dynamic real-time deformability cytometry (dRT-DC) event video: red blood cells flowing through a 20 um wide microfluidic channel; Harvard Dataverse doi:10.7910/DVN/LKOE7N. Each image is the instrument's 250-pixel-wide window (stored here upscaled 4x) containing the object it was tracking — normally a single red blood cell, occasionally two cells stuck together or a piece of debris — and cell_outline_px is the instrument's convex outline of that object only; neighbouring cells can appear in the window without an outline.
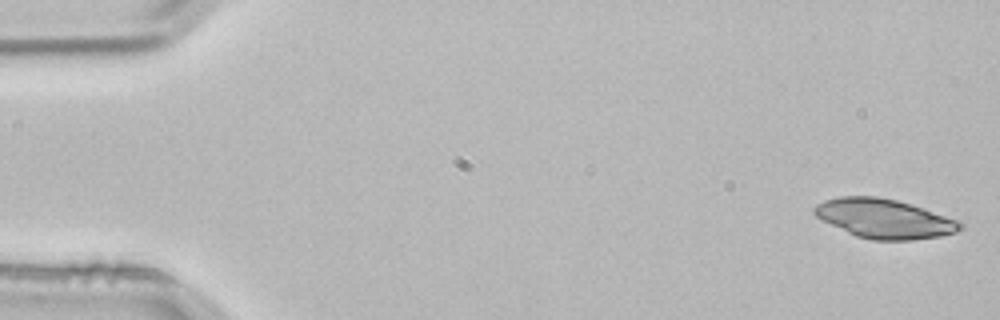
{"species": "common noctule bat (a hibernating species)", "species_latin": "Nyctalus noctula", "temperature_condition": "room temperature", "stored_images_in_passage": 4, "camera_frame_rate_fps": 3000, "um_per_image_px": 0.085, "animal": {"sex": "male", "body_mass_g": 21.5, "forearm_length_mm": 52.0}, "frame": {"image": 1, "passage_image": 1, "time_ms": 0.0, "image_size_px": [1000, 320], "cell_outline_px": [[964, 228], [956, 232], [940, 236], [912, 240], [872, 240], [856, 236], [820, 220], [812, 212], [812, 208], [816, 204], [824, 200], [840, 196], [876, 196], [896, 200], [956, 220], [964, 224]], "centroid_in_image_um": [75.09, 18.59], "position_along_channel_um": 9.9, "area_um2": 33.18}}